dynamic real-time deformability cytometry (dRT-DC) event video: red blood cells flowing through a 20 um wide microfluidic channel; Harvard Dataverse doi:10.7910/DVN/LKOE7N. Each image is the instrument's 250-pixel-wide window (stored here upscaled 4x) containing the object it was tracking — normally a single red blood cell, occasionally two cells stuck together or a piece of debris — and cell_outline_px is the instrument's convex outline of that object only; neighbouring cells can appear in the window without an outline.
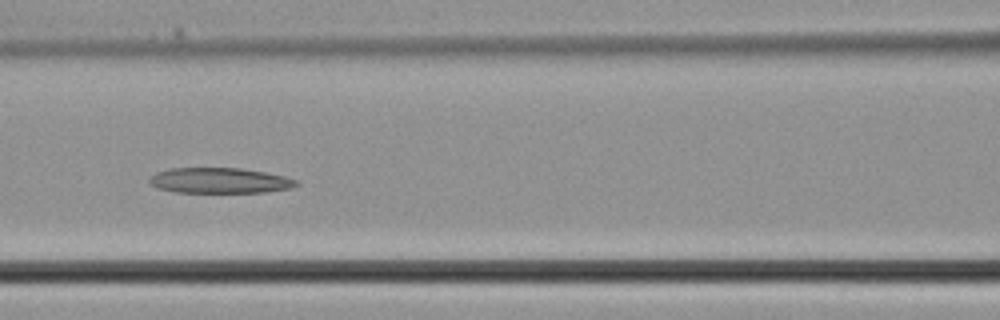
{"species": "common noctule bat (a hibernating species)", "species_latin": "Nyctalus noctula", "temperature_condition": "cold", "stored_images_in_passage": 37, "camera_frame_rate_fps": 3000, "um_per_image_px": 0.085, "animal": {"sex": "male", "body_mass_g": 21.5, "forearm_length_mm": 52.0}, "frame": {"image": 1, "passage_image": 15, "time_ms": 4.667, "image_size_px": [1000, 320], "cell_outline_px": [[300, 184], [292, 188], [268, 192], [176, 192], [156, 188], [148, 184], [148, 180], [156, 172], [172, 168], [240, 168], [264, 172], [284, 176], [300, 180]], "centroid_in_image_um": [18.69, 15.35], "position_along_channel_um": 147.9, "area_um2": 21.96}}
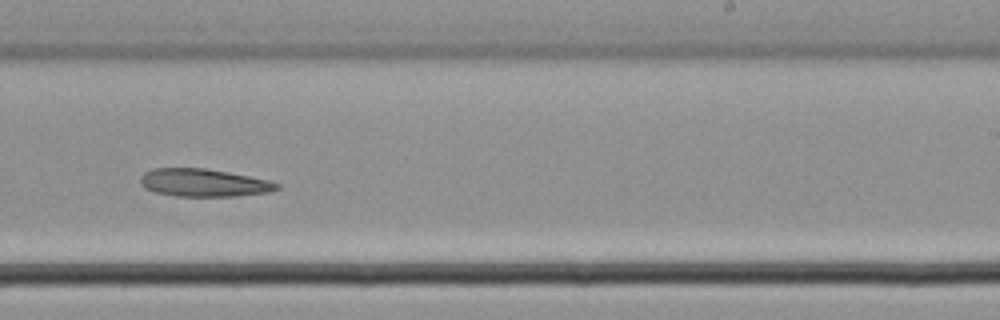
{"frame": {"image": 2, "passage_image": 22, "time_ms": 7.0, "image_size_px": [1000, 320], "cell_outline_px": [[280, 188], [268, 192], [236, 196], [176, 196], [156, 192], [144, 188], [140, 184], [140, 176], [144, 172], [152, 168], [204, 168], [228, 172], [268, 180], [280, 184]], "centroid_in_image_um": [17.28, 15.53], "position_along_channel_um": 271.7, "area_um2": 22.08}}
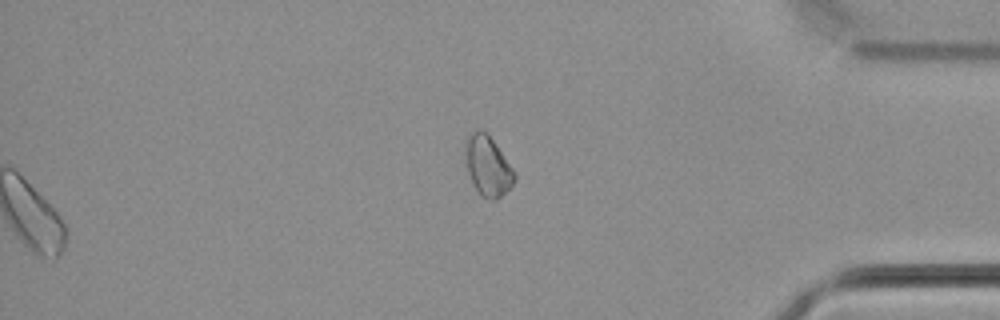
{"frame": {"image": 3, "passage_image": 37, "time_ms": 12.0, "image_size_px": [1000, 320], "cell_outline_px": [[516, 180], [496, 200], [492, 200], [480, 196], [468, 172], [464, 152], [464, 140], [472, 132], [480, 128], [492, 140], [516, 172]], "centroid_in_image_um": [41.44, 14.1], "position_along_channel_um": 393.8, "area_um2": 16.99}}